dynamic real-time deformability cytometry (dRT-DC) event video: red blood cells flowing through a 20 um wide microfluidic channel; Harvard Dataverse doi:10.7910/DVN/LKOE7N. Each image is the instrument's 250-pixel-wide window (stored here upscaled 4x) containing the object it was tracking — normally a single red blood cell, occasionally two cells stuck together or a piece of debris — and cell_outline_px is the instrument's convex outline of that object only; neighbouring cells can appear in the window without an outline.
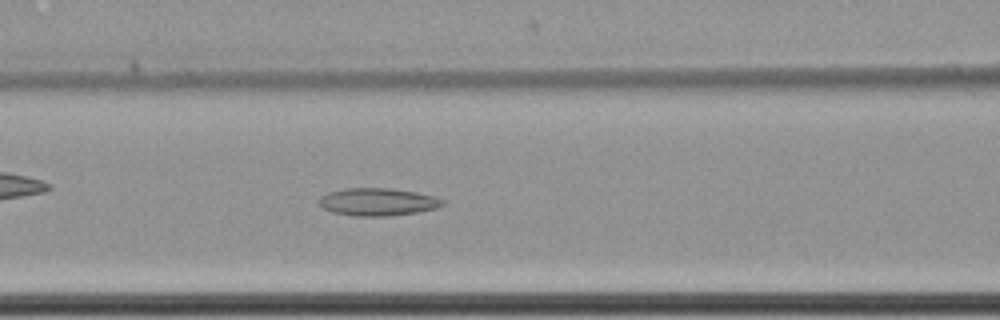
{"species": "common noctule bat (a hibernating species)", "species_latin": "Nyctalus noctula", "temperature_condition": "cold", "stored_images_in_passage": 51, "camera_frame_rate_fps": 3000, "um_per_image_px": 0.085, "animal": {"sex": "female", "body_mass_g": 22.7, "forearm_length_mm": 54.2}, "frame": {"image": 1, "passage_image": 28, "time_ms": 9.0, "image_size_px": [1000, 320], "cell_outline_px": [[444, 204], [436, 208], [416, 212], [388, 216], [356, 216], [332, 212], [324, 208], [316, 200], [320, 196], [328, 192], [344, 188], [388, 188], [416, 192], [436, 196], [444, 200]], "centroid_in_image_um": [32.08, 17.15], "position_along_channel_um": 134.5, "area_um2": 19.94}}
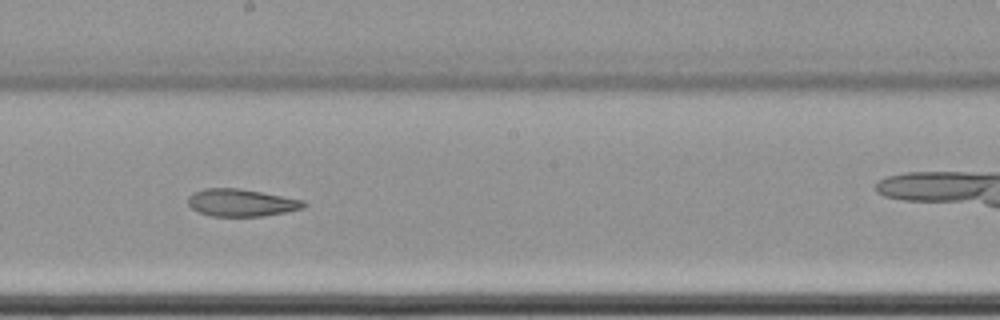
{"frame": {"image": 2, "passage_image": 36, "time_ms": 11.667, "image_size_px": [1000, 320], "cell_outline_px": [[308, 204], [304, 208], [264, 216], [212, 216], [200, 212], [192, 208], [188, 204], [188, 196], [192, 192], [204, 188], [240, 188], [304, 200]], "centroid_in_image_um": [20.51, 17.22], "position_along_channel_um": 227.7, "area_um2": 18.5}}
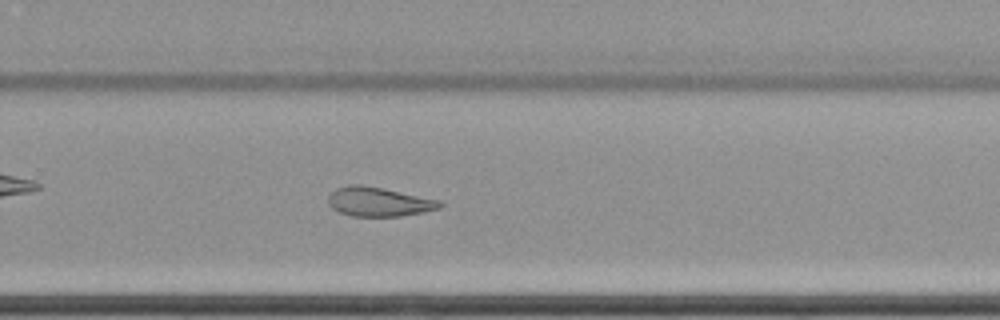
{"frame": {"image": 3, "passage_image": 42, "time_ms": 13.667, "image_size_px": [1000, 320], "cell_outline_px": [[444, 204], [440, 208], [424, 212], [400, 216], [352, 216], [340, 212], [332, 208], [328, 204], [328, 196], [336, 188], [348, 184], [360, 184], [384, 188], [440, 200]], "centroid_in_image_um": [32.19, 17.14], "position_along_channel_um": 297.6, "area_um2": 19.13}}